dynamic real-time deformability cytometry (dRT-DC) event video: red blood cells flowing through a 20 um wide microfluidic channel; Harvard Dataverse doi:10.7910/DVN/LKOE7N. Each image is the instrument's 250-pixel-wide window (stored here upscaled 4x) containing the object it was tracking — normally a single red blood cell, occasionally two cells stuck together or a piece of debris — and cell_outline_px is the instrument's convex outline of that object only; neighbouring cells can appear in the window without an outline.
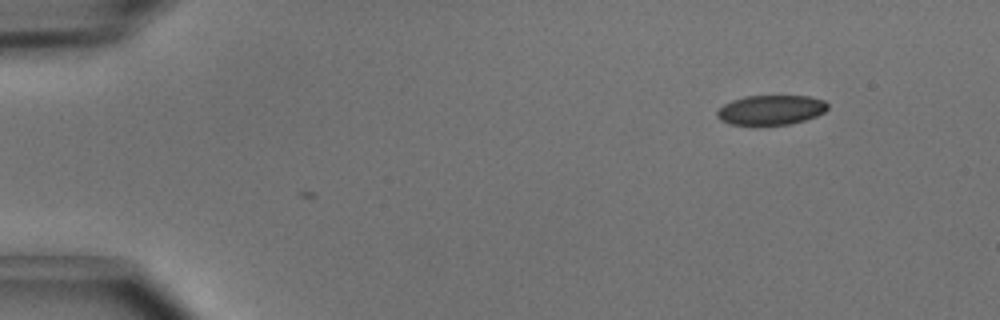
{"species": "common noctule bat (a hibernating species)", "species_latin": "Nyctalus noctula", "temperature_condition": "cold", "stored_images_in_passage": 8, "camera_frame_rate_fps": 3000, "um_per_image_px": 0.085, "animal": {"sex": "male", "body_mass_g": 15.6}, "frame": {"image": 1, "passage_image": 8, "time_ms": 2.333, "image_size_px": [1000, 320], "cell_outline_px": [[828, 108], [824, 112], [816, 116], [804, 120], [788, 124], [732, 124], [720, 120], [716, 116], [716, 112], [724, 104], [732, 100], [744, 96], [808, 96], [824, 100], [828, 104]], "centroid_in_image_um": [65.53, 9.33], "position_along_channel_um": 19.5, "area_um2": 18.96}}